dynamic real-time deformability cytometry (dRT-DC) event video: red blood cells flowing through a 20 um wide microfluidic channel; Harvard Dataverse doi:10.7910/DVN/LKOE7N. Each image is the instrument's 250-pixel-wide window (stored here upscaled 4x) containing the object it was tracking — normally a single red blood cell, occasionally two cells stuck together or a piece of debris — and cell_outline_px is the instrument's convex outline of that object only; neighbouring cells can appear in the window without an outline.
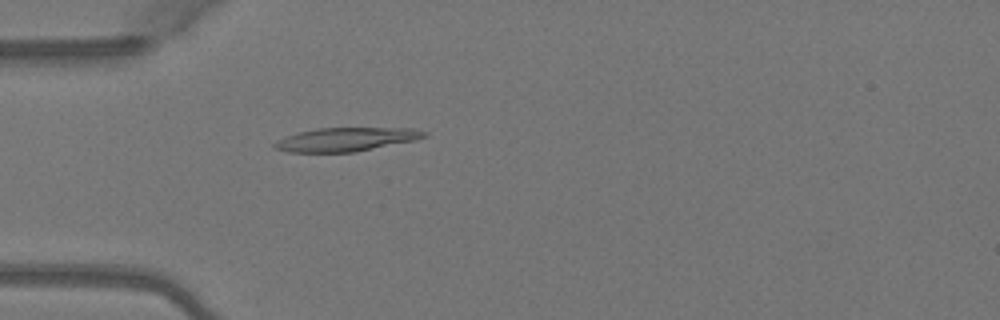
{"species": "Egyptian fruit bat (a non-hibernating species)", "species_latin": "Rousettus aegyptiacus", "temperature_condition": "warm", "stored_images_in_passage": 46, "camera_frame_rate_fps": 3000, "um_per_image_px": 0.085, "animal": {"sex": "female"}, "frame": {"image": 1, "passage_image": 11, "time_ms": 3.333, "image_size_px": [1000, 320], "cell_outline_px": [[428, 136], [416, 140], [356, 152], [288, 152], [276, 148], [272, 144], [288, 136], [300, 132], [316, 128], [412, 128], [428, 132]], "centroid_in_image_um": [29.5, 11.85], "position_along_channel_um": 55.5, "area_um2": 20.52}}
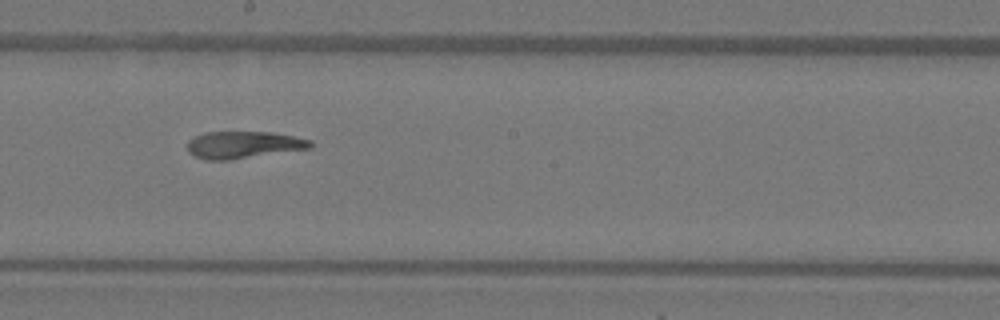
{"frame": {"image": 2, "passage_image": 24, "time_ms": 7.667, "image_size_px": [1000, 320], "cell_outline_px": [[312, 148], [228, 160], [208, 160], [196, 156], [188, 152], [188, 140], [204, 132], [272, 132], [312, 140]], "centroid_in_image_um": [20.7, 12.3], "position_along_channel_um": 227.5, "area_um2": 19.31}}
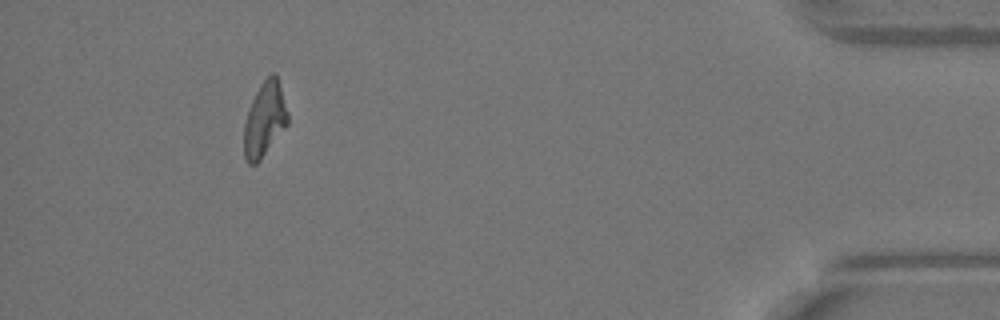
{"frame": {"image": 3, "passage_image": 42, "time_ms": 13.667, "image_size_px": [1000, 320], "cell_outline_px": [[288, 124], [260, 160], [256, 164], [248, 164], [244, 156], [244, 124], [252, 100], [260, 84], [272, 72], [276, 72], [288, 112]], "centroid_in_image_um": [22.5, 10.15], "position_along_channel_um": 412.7, "area_um2": 18.9}, "authors_computed_cell_mechanics": {"area_um2": 19.8254, "velocity_mm_per_s": 4.1037, "shape_relaxation_time_tau1_ms": null, "shape_relaxation_time_tau2_ms": 4.7885, "deformation_change_tau1": null, "deformation_change_tau2": 0.1261}}